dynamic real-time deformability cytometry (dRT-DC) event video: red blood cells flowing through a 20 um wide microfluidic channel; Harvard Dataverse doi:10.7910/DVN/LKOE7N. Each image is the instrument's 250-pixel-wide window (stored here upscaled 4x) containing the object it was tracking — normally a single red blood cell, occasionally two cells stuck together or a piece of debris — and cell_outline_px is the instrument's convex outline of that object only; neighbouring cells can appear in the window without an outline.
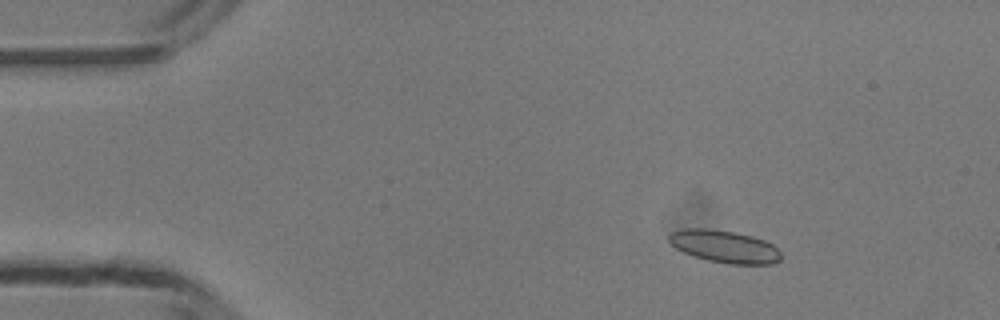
{"species": "common noctule bat (a hibernating species)", "species_latin": "Nyctalus noctula", "temperature_condition": "room temperature", "stored_images_in_passage": 43, "camera_frame_rate_fps": 3000, "um_per_image_px": 0.085, "animal": {"sex": "male", "body_mass_g": 13.3}, "frame": {"image": 1, "passage_image": 1, "time_ms": 0.0, "image_size_px": [1000, 320], "cell_outline_px": [[780, 260], [772, 264], [728, 264], [708, 260], [692, 256], [676, 248], [668, 240], [668, 236], [672, 232], [684, 228], [704, 228], [732, 232], [752, 236], [764, 240], [772, 244], [780, 252]], "centroid_in_image_um": [61.57, 20.96], "position_along_channel_um": 23.4, "area_um2": 21.04}}
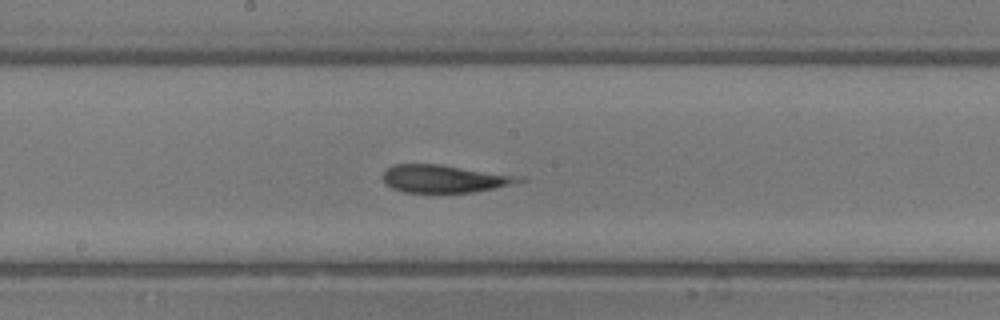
{"frame": {"image": 2, "passage_image": 20, "time_ms": 6.333, "image_size_px": [1000, 320], "cell_outline_px": [[528, 180], [492, 188], [472, 192], [404, 192], [392, 188], [384, 180], [384, 172], [392, 164], [440, 164], [528, 176]], "centroid_in_image_um": [37.87, 15.17], "position_along_channel_um": 210.3, "area_um2": 22.08}}
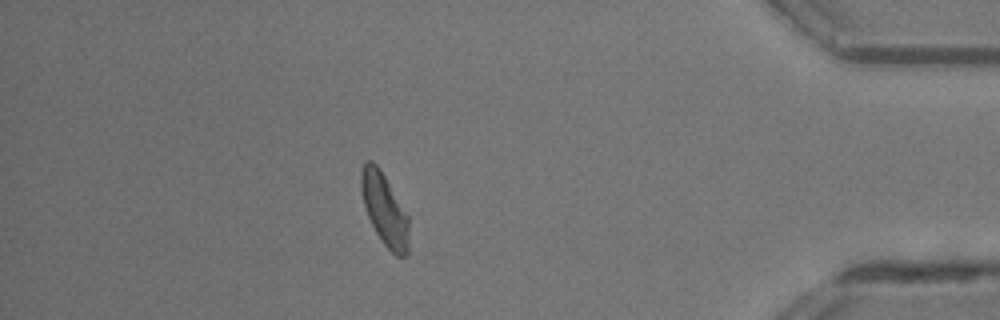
{"frame": {"image": 3, "passage_image": 37, "time_ms": 12.0, "image_size_px": [1000, 320], "cell_outline_px": [[408, 256], [396, 256], [384, 244], [376, 232], [368, 216], [364, 204], [360, 188], [360, 172], [364, 164], [368, 160], [372, 160], [380, 168], [408, 216]], "centroid_in_image_um": [32.67, 17.79], "position_along_channel_um": 402.5, "area_um2": 19.83}}